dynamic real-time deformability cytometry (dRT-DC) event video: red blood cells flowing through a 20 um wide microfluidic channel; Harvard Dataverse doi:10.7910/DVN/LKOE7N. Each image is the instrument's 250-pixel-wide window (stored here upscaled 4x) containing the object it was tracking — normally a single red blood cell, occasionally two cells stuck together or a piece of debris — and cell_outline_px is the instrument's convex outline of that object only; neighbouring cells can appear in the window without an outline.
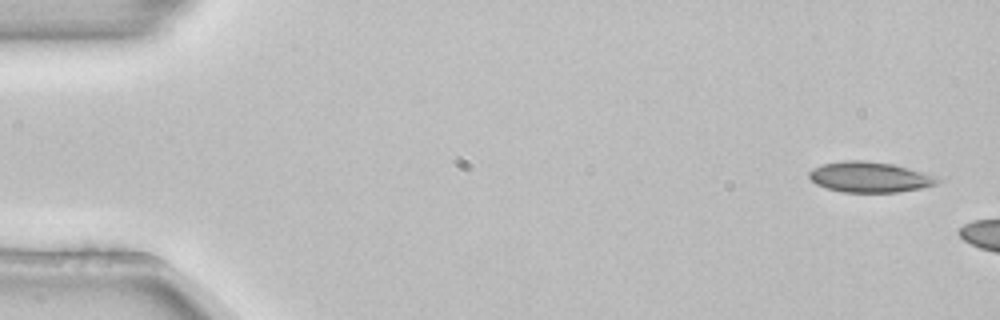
{"species": "common noctule bat (a hibernating species)", "species_latin": "Nyctalus noctula", "temperature_condition": "room temperature", "stored_images_in_passage": 4, "camera_frame_rate_fps": 3000, "um_per_image_px": 0.085, "animal": {"sex": "female", "body_mass_g": 22.7, "forearm_length_mm": 54.2}, "frame": {"image": 1, "passage_image": 1, "time_ms": 0.0, "image_size_px": [1000, 320], "cell_outline_px": [[940, 180], [936, 184], [920, 188], [896, 192], [844, 192], [828, 188], [816, 184], [808, 176], [808, 172], [812, 168], [824, 164], [844, 160], [864, 160], [892, 164], [940, 176]], "centroid_in_image_um": [73.94, 15.04], "position_along_channel_um": 11.1, "area_um2": 22.77}}